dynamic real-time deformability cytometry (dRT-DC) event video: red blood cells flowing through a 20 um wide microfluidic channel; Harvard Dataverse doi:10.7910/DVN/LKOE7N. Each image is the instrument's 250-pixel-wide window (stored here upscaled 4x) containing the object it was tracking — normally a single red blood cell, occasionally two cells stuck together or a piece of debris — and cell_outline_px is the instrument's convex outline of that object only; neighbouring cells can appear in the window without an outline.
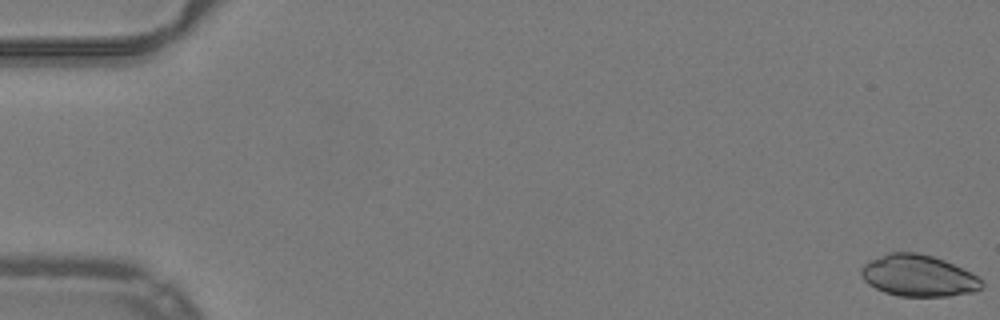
{"species": "common noctule bat (a hibernating species)", "species_latin": "Nyctalus noctula", "temperature_condition": "warm", "stored_images_in_passage": 52, "camera_frame_rate_fps": 3000, "um_per_image_px": 0.085, "animal": {"sex": "male", "body_mass_g": 19.2, "forearm_length_mm": 51.8}, "frame": {"image": 1, "passage_image": 1, "time_ms": 0.0, "image_size_px": [1000, 320], "cell_outline_px": [[984, 284], [976, 292], [948, 296], [900, 296], [884, 292], [868, 284], [864, 280], [860, 272], [860, 268], [864, 264], [888, 252], [916, 252], [932, 256], [944, 260], [976, 276]], "centroid_in_image_um": [78.03, 23.44], "position_along_channel_um": 7.0, "area_um2": 28.9}}